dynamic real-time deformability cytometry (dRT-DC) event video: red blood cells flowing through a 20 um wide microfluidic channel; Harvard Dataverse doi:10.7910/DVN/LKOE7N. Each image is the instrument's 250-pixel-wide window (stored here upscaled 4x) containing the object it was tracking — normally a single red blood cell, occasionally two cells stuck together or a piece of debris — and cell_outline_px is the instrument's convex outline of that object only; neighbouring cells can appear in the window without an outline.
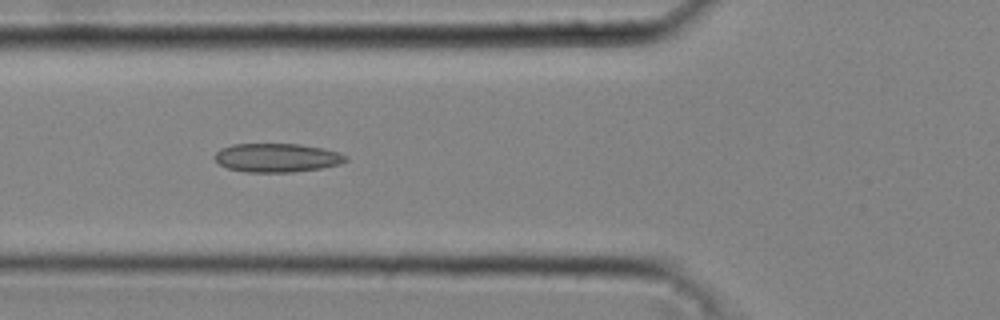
{"species": "common noctule bat (a hibernating species)", "species_latin": "Nyctalus noctula", "temperature_condition": "cold", "stored_images_in_passage": 44, "camera_frame_rate_fps": 3000, "um_per_image_px": 0.085, "animal": {"sex": "male", "body_mass_g": 20.4}, "frame": {"image": 1, "passage_image": 17, "time_ms": 5.333, "image_size_px": [1000, 320], "cell_outline_px": [[348, 160], [340, 164], [320, 168], [292, 172], [244, 172], [228, 168], [220, 164], [212, 156], [220, 148], [232, 144], [300, 144], [324, 148], [340, 152], [348, 156]], "centroid_in_image_um": [23.55, 13.4], "position_along_channel_um": 102.3, "area_um2": 22.14}}
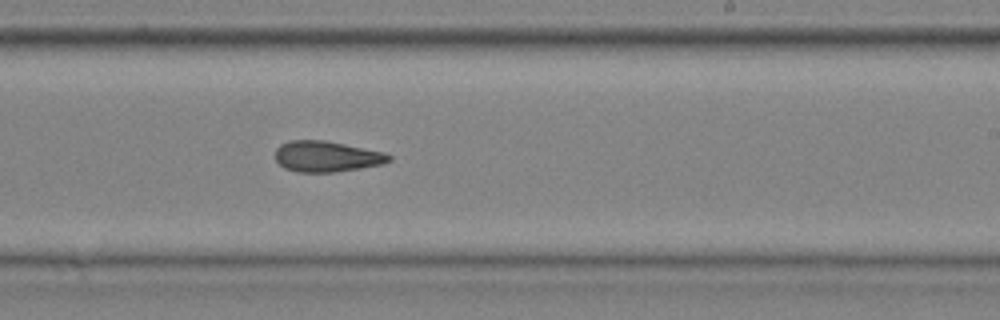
{"frame": {"image": 2, "passage_image": 28, "time_ms": 9.0, "image_size_px": [1000, 320], "cell_outline_px": [[392, 160], [384, 164], [336, 172], [296, 172], [284, 168], [276, 160], [276, 148], [280, 144], [288, 140], [324, 140], [384, 152], [392, 156]], "centroid_in_image_um": [27.76, 13.3], "position_along_channel_um": 261.2, "area_um2": 20.52}}
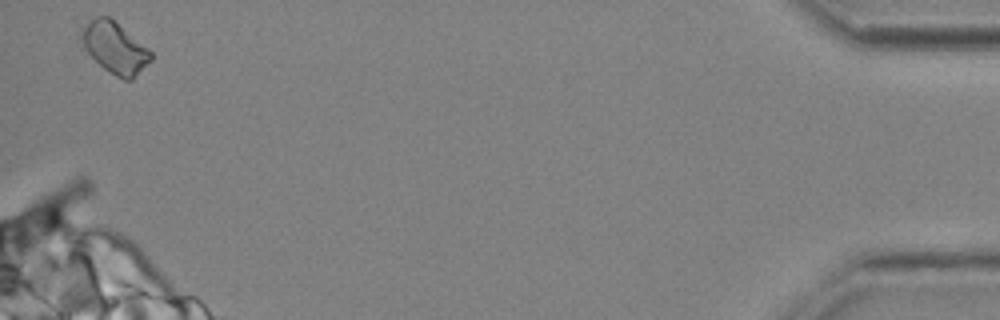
{"frame": {"image": 3, "passage_image": 44, "time_ms": 14.333, "image_size_px": [1000, 320], "cell_outline_px": [[152, 60], [132, 80], [124, 80], [108, 72], [84, 48], [84, 28], [96, 16], [108, 16], [148, 48], [152, 52]], "centroid_in_image_um": [9.84, 4.1], "position_along_channel_um": 425.4, "area_um2": 19.94}, "authors_computed_cell_mechanics": {"area_um2": 20.8369, "velocity_mm_per_s": 4.3317, "shape_relaxation_time_tau1_ms": 9.1175, "shape_relaxation_time_tau2_ms": 3.0516, "deformation_change_tau1": 0.1531, "deformation_change_tau2": 0.1165}}